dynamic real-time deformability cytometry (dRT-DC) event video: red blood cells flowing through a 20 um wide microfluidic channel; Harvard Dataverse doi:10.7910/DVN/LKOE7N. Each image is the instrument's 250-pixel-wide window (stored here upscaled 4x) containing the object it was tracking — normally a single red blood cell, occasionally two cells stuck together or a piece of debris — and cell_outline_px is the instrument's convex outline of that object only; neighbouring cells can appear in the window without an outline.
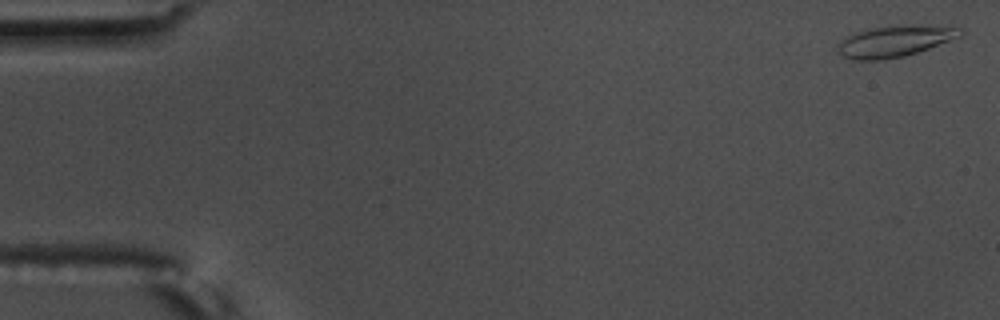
{"species": "common noctule bat (a hibernating species)", "species_latin": "Nyctalus noctula", "temperature_condition": "warm", "stored_images_in_passage": 25, "camera_frame_rate_fps": 3000, "um_per_image_px": 0.085, "animal": {"sex": "male", "body_mass_g": 17.5, "forearm_length_mm": 52.3}, "frame": {"image": 1, "passage_image": 2, "time_ms": 0.333, "image_size_px": [1000, 320], "cell_outline_px": [[964, 32], [960, 36], [928, 48], [904, 56], [880, 60], [856, 60], [844, 56], [836, 48], [840, 40], [844, 36], [856, 32], [872, 28], [904, 24], [952, 24], [964, 28]], "centroid_in_image_um": [76.14, 3.45], "position_along_channel_um": 8.9, "area_um2": 22.83}}
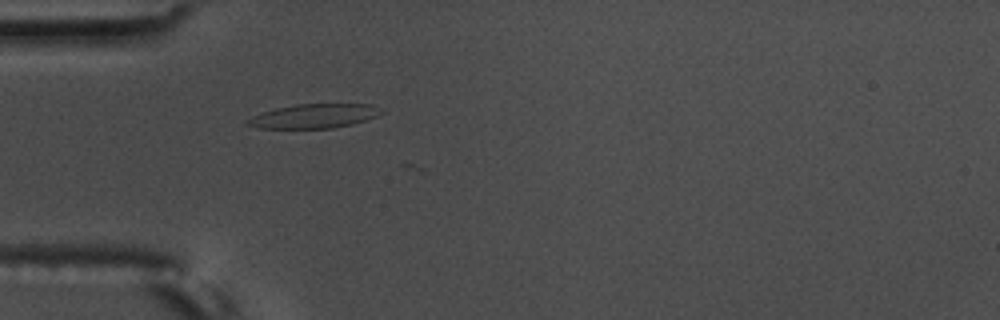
{"frame": {"image": 2, "passage_image": 18, "time_ms": 5.667, "image_size_px": [1000, 320], "cell_outline_px": [[384, 112], [376, 116], [352, 124], [332, 128], [256, 128], [248, 124], [248, 120], [252, 116], [276, 108], [296, 104], [372, 104]], "centroid_in_image_um": [26.71, 9.86], "position_along_channel_um": 58.3, "area_um2": 18.55}}